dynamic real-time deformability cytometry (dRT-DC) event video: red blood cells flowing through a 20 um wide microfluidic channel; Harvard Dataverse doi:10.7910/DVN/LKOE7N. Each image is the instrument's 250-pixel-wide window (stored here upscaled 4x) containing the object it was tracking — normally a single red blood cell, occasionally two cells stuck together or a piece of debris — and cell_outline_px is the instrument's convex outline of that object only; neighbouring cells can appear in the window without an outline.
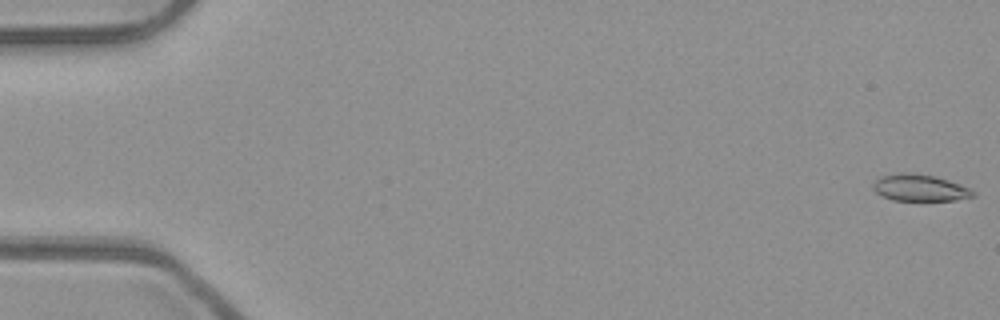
{"species": "common noctule bat (a hibernating species)", "species_latin": "Nyctalus noctula", "temperature_condition": "room temperature", "stored_images_in_passage": 53, "camera_frame_rate_fps": 3000, "um_per_image_px": 0.085, "animal": {"sex": "male", "body_mass_g": 23.1, "forearm_length_mm": 52.7}, "frame": {"image": 1, "passage_image": 1, "time_ms": 0.0, "image_size_px": [1000, 320], "cell_outline_px": [[976, 196], [952, 200], [892, 200], [880, 196], [872, 188], [872, 184], [880, 176], [904, 172], [912, 172], [936, 176], [948, 180], [968, 188], [976, 192]], "centroid_in_image_um": [78.14, 15.95], "position_along_channel_um": 6.9, "area_um2": 15.61}}
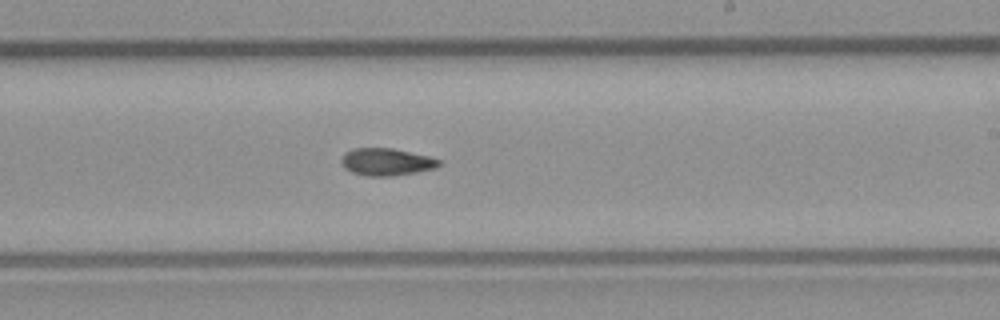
{"frame": {"image": 2, "passage_image": 32, "time_ms": 10.333, "image_size_px": [1000, 320], "cell_outline_px": [[440, 164], [436, 168], [416, 172], [392, 176], [368, 176], [352, 172], [344, 168], [340, 160], [344, 152], [352, 148], [392, 148], [428, 156], [440, 160]], "centroid_in_image_um": [32.81, 13.76], "position_along_channel_um": 256.2, "area_um2": 15.55}}
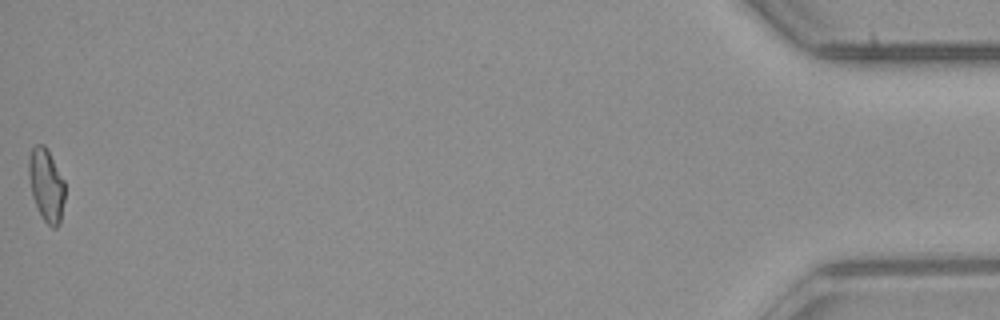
{"frame": {"image": 3, "passage_image": 53, "time_ms": 17.333, "image_size_px": [1000, 320], "cell_outline_px": [[64, 200], [60, 224], [56, 228], [52, 228], [40, 216], [32, 196], [28, 172], [28, 156], [32, 148], [36, 144], [44, 144], [64, 180]], "centroid_in_image_um": [3.92, 15.75], "position_along_channel_um": 431.3, "area_um2": 15.37}, "authors_computed_cell_mechanics": {"area_um2": 15.4326, "velocity_mm_per_s": 3.9713, "shape_relaxation_time_tau1_ms": null, "shape_relaxation_time_tau2_ms": 9.3927, "deformation_change_tau1": null, "deformation_change_tau2": 0.1639}}